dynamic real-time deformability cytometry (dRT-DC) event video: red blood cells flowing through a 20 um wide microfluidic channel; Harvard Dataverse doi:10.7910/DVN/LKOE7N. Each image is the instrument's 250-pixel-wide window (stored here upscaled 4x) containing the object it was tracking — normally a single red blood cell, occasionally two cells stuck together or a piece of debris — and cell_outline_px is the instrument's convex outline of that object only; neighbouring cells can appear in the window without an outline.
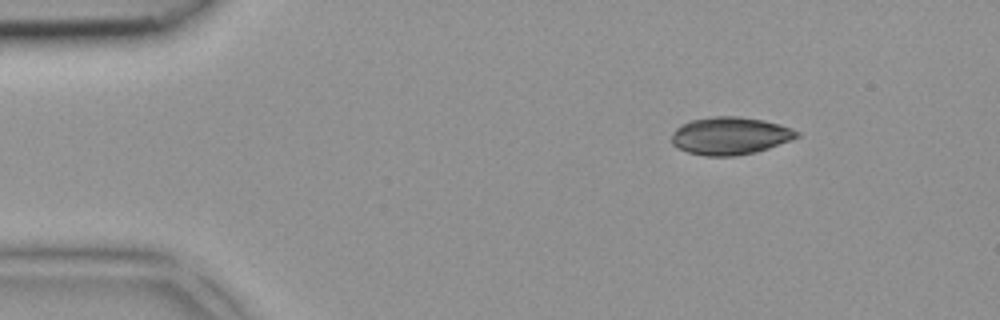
{"species": "common noctule bat (a hibernating species)", "species_latin": "Nyctalus noctula", "temperature_condition": "room temperature", "stored_images_in_passage": 4, "camera_frame_rate_fps": 3000, "um_per_image_px": 0.085, "animal": {"sex": "female", "body_mass_g": 18.4}, "frame": {"image": 1, "passage_image": 1, "time_ms": 0.0, "image_size_px": [1000, 320], "cell_outline_px": [[800, 136], [792, 140], [756, 152], [736, 156], [704, 156], [688, 152], [672, 144], [672, 136], [676, 128], [680, 124], [692, 120], [712, 116], [740, 116], [764, 120], [780, 124], [792, 128], [800, 132]], "centroid_in_image_um": [62.09, 11.54], "position_along_channel_um": 22.9, "area_um2": 27.63}}
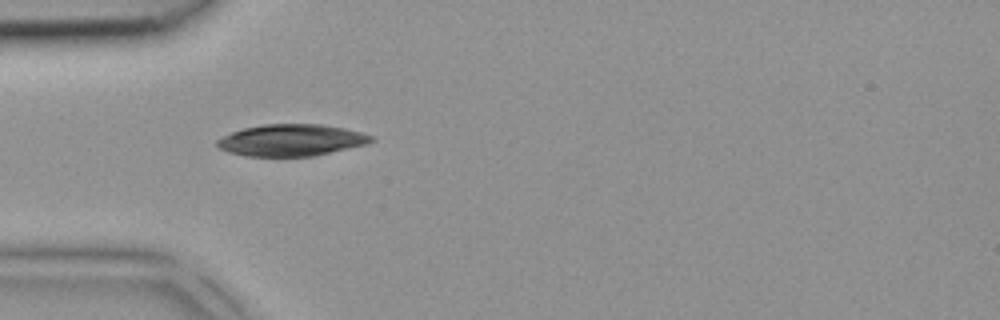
{"frame": {"image": 2, "passage_image": 3, "time_ms": 0.667, "image_size_px": [1000, 320], "cell_outline_px": [[376, 140], [368, 144], [312, 156], [248, 156], [228, 152], [220, 148], [216, 144], [216, 140], [232, 132], [244, 128], [264, 124], [320, 124], [344, 128], [376, 136]], "centroid_in_image_um": [24.81, 11.91], "position_along_channel_um": 60.2, "area_um2": 28.44}}